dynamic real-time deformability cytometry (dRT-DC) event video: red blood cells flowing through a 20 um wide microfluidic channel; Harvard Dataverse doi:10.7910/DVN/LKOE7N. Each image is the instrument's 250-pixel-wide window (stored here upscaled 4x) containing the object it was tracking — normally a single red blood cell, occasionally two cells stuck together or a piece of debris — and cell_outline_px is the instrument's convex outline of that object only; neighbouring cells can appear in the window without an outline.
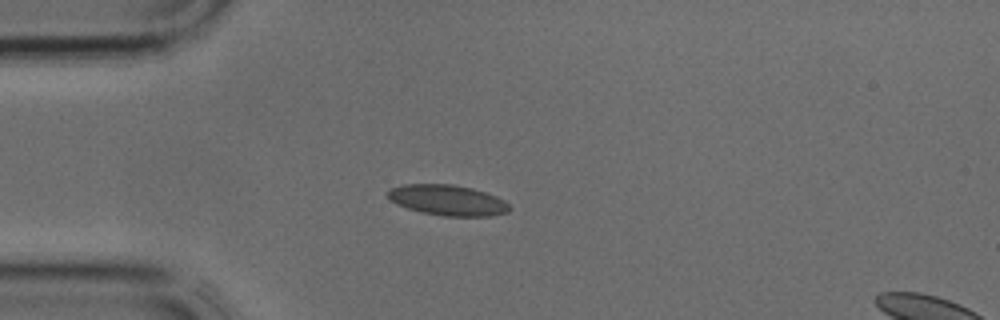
{"species": "common noctule bat (a hibernating species)", "species_latin": "Nyctalus noctula", "temperature_condition": "cold", "stored_images_in_passage": 31, "segment_of_instrument_passage": [1, 2], "camera_frame_rate_fps": 3000, "um_per_image_px": 0.085, "animal": {"sex": "male", "body_mass_g": 17.9, "forearm_length_mm": 54.2}, "frame": {"image": 1, "passage_image": 1, "time_ms": 0.0, "image_size_px": [1000, 320], "cell_outline_px": [[512, 208], [508, 212], [492, 216], [444, 216], [420, 212], [396, 204], [388, 200], [388, 188], [400, 184], [452, 184], [472, 188], [496, 196], [504, 200]], "centroid_in_image_um": [38.02, 17.01], "position_along_channel_um": 47.0, "area_um2": 21.91}}
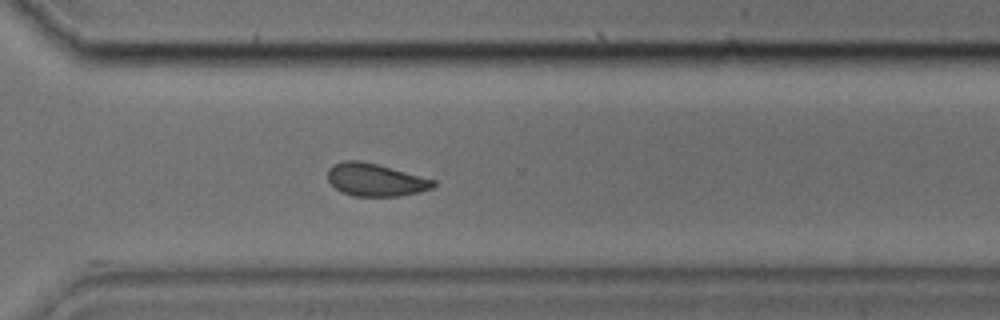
{"frame": {"image": 2, "passage_image": 19, "time_ms": 6.0, "image_size_px": [1000, 320], "cell_outline_px": [[436, 184], [432, 188], [420, 192], [400, 196], [356, 196], [340, 192], [328, 180], [328, 168], [344, 160], [360, 160], [376, 164], [436, 180]], "centroid_in_image_um": [31.91, 15.29], "position_along_channel_um": 338.7, "area_um2": 20.0}}
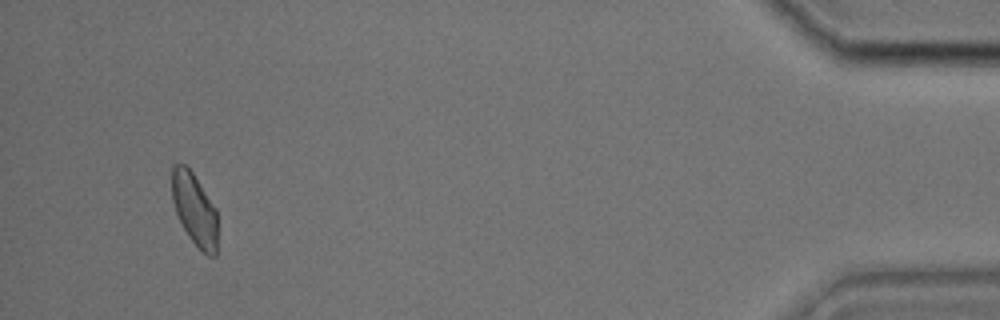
{"frame": {"image": 3, "passage_image": 28, "time_ms": 9.0, "image_size_px": [1000, 320], "cell_outline_px": [[216, 256], [208, 256], [188, 236], [176, 212], [172, 200], [172, 168], [176, 164], [184, 164], [192, 172], [216, 208]], "centroid_in_image_um": [16.53, 17.78], "position_along_channel_um": 418.7, "area_um2": 18.79}}